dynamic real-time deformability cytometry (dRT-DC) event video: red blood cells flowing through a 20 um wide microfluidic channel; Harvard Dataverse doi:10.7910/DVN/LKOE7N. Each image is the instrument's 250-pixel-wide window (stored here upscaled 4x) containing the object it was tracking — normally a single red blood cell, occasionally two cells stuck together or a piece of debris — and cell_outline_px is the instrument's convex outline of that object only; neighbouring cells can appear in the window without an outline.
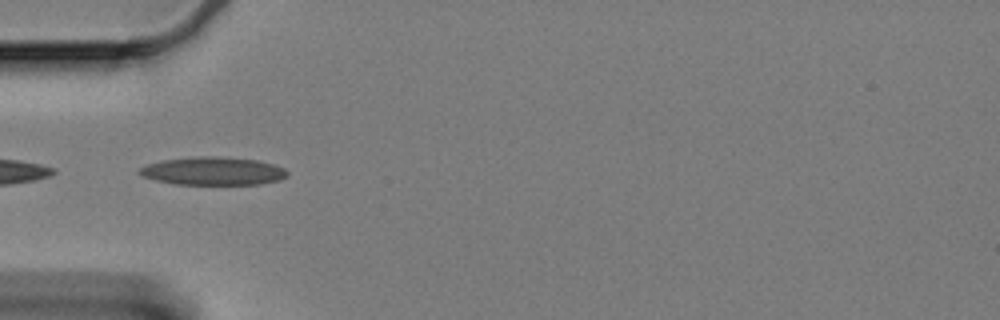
{"species": "Egyptian fruit bat (a non-hibernating species)", "species_latin": "Rousettus aegyptiacus", "temperature_condition": "cold", "stored_images_in_passage": 21, "camera_frame_rate_fps": 3000, "um_per_image_px": 0.085, "animal": {"sex": "female"}, "frame": {"image": 1, "passage_image": 1, "time_ms": 0.0, "image_size_px": [1000, 320], "cell_outline_px": [[288, 176], [280, 180], [260, 184], [176, 184], [156, 180], [140, 176], [136, 172], [140, 168], [148, 164], [164, 160], [204, 156], [216, 156], [256, 160], [272, 164], [284, 168], [288, 172]], "centroid_in_image_um": [18.11, 14.55], "position_along_channel_um": 66.9, "area_um2": 24.04}}
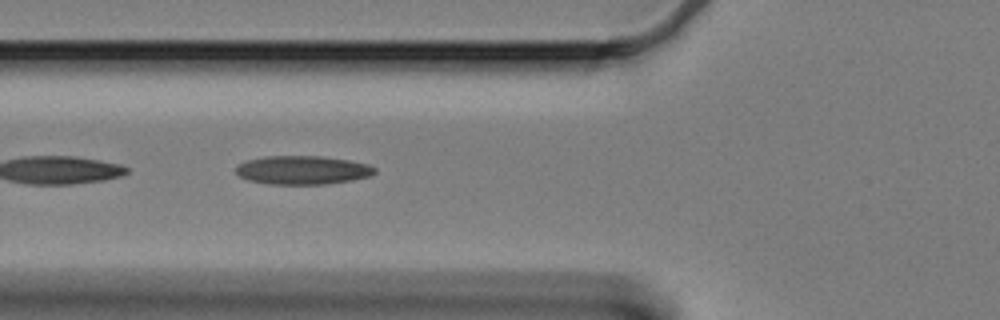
{"frame": {"image": 2, "passage_image": 4, "time_ms": 1.0, "image_size_px": [1000, 320], "cell_outline_px": [[376, 172], [372, 176], [352, 180], [328, 184], [268, 184], [248, 180], [240, 176], [236, 172], [236, 164], [248, 160], [264, 156], [324, 156], [348, 160], [368, 164], [376, 168]], "centroid_in_image_um": [25.73, 14.45], "position_along_channel_um": 100.1, "area_um2": 23.35}}
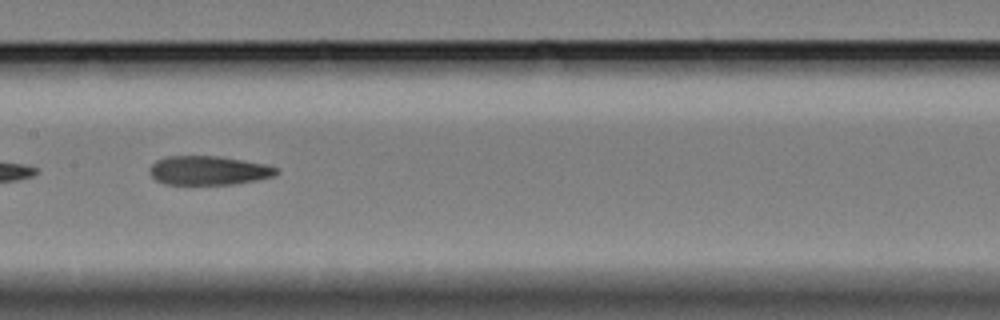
{"frame": {"image": 3, "passage_image": 12, "time_ms": 3.667, "image_size_px": [1000, 320], "cell_outline_px": [[276, 172], [272, 176], [256, 180], [236, 184], [164, 184], [156, 180], [148, 172], [148, 168], [156, 160], [164, 156], [220, 156], [264, 164], [276, 168]], "centroid_in_image_um": [17.64, 14.48], "position_along_channel_um": 189.8, "area_um2": 21.33}}